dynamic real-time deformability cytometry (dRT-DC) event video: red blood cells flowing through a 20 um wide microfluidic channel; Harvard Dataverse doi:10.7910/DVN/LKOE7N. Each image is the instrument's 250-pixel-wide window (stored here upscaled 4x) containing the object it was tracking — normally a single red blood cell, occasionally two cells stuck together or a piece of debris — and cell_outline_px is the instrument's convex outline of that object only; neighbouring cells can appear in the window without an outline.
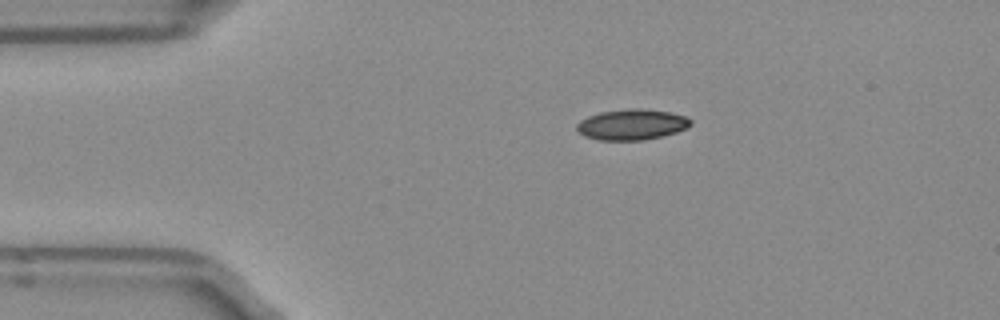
{"species": "Egyptian fruit bat (a non-hibernating species)", "species_latin": "Rousettus aegyptiacus", "temperature_condition": "room temperature", "stored_images_in_passage": 42, "camera_frame_rate_fps": 3000, "um_per_image_px": 0.085, "frame": {"image": 1, "passage_image": 1, "time_ms": 0.0, "image_size_px": [1000, 320], "cell_outline_px": [[692, 124], [676, 132], [644, 140], [596, 140], [584, 136], [576, 128], [576, 124], [580, 120], [588, 116], [600, 112], [628, 108], [640, 108], [668, 112], [684, 116], [692, 120]], "centroid_in_image_um": [53.66, 10.58], "position_along_channel_um": 31.3, "area_um2": 20.29}}
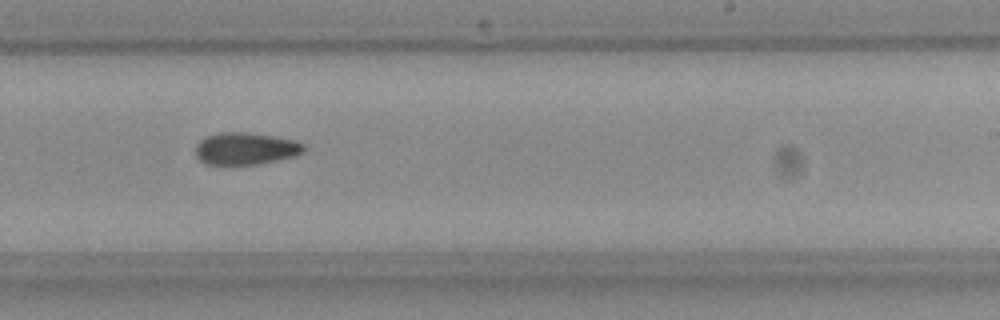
{"frame": {"image": 2, "passage_image": 22, "time_ms": 7.0, "image_size_px": [1000, 320], "cell_outline_px": [[304, 152], [296, 156], [260, 164], [204, 164], [196, 156], [196, 144], [204, 136], [220, 132], [244, 132], [272, 136], [296, 140], [304, 144]], "centroid_in_image_um": [20.87, 12.63], "position_along_channel_um": 268.1, "area_um2": 20.4}}
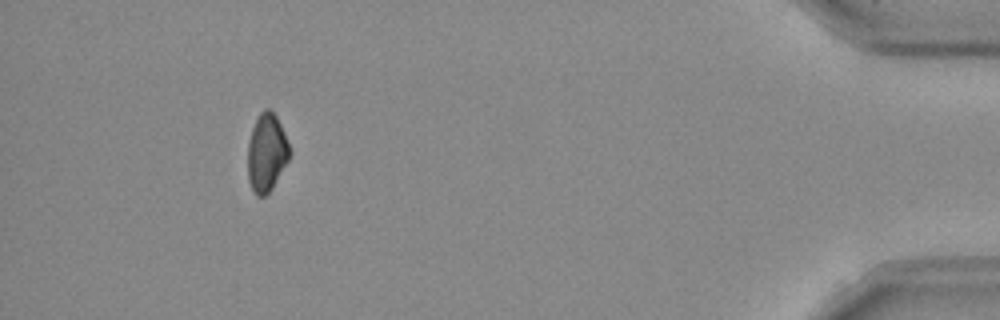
{"frame": {"image": 3, "passage_image": 38, "time_ms": 12.333, "image_size_px": [1000, 320], "cell_outline_px": [[292, 152], [288, 160], [272, 188], [264, 196], [256, 196], [252, 192], [248, 180], [248, 144], [252, 128], [260, 112], [264, 108], [268, 108], [276, 116], [284, 132]], "centroid_in_image_um": [22.66, 12.99], "position_along_channel_um": 412.5, "area_um2": 19.02}, "authors_computed_cell_mechanics": {"area_um2": 20.1722, "velocity_mm_per_s": 3.9712, "shape_relaxation_time_tau1_ms": 9.9616, "shape_relaxation_time_tau2_ms": 6.0776, "deformation_change_tau1": 0.154, "deformation_change_tau2": 0.0876}}